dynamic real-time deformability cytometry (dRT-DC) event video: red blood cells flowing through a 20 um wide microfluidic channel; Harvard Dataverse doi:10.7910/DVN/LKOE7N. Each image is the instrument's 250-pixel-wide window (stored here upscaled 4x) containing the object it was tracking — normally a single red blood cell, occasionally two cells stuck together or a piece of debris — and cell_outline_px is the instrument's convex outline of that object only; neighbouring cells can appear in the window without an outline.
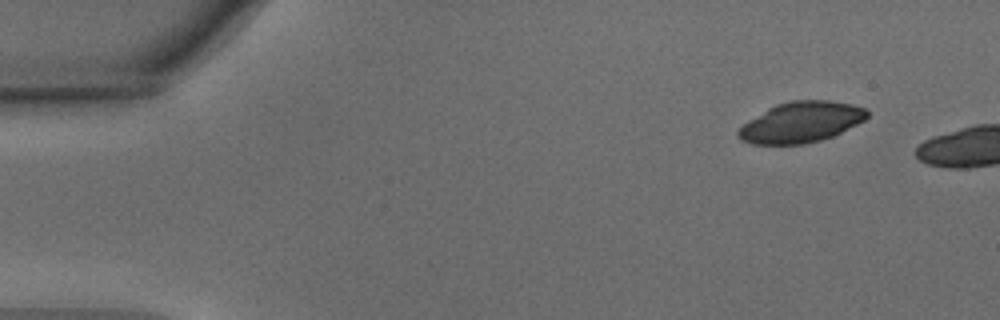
{"species": "common noctule bat (a hibernating species)", "species_latin": "Nyctalus noctula", "temperature_condition": "warm", "stored_images_in_passage": 5, "camera_frame_rate_fps": 3000, "um_per_image_px": 0.085, "animal": {"sex": "male", "body_mass_g": 15.6}, "frame": {"image": 1, "passage_image": 1, "time_ms": 0.0, "image_size_px": [1000, 320], "cell_outline_px": [[868, 116], [864, 120], [832, 136], [820, 140], [804, 144], [752, 144], [740, 140], [736, 136], [736, 132], [748, 120], [768, 108], [776, 104], [788, 100], [828, 100], [852, 104], [864, 108], [868, 112]], "centroid_in_image_um": [68.05, 10.38], "position_along_channel_um": 16.9, "area_um2": 30.46}}